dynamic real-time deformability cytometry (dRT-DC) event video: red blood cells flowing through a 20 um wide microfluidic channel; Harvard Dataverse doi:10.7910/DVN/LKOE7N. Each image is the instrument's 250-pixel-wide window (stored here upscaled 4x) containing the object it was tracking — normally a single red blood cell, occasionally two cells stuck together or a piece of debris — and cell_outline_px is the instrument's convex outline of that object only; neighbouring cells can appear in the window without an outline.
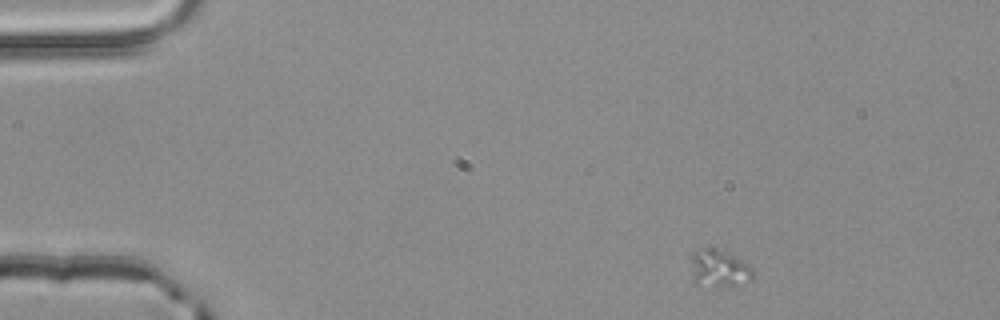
{"species": "common noctule bat (a hibernating species)", "species_latin": "Nyctalus noctula", "temperature_condition": "room temperature", "stored_images_in_passage": 3, "camera_frame_rate_fps": 3000, "um_per_image_px": 0.085, "animal": {"sex": "male", "body_mass_g": 20.4}, "frame": {"image": 1, "passage_image": 1, "time_ms": 0.0, "image_size_px": [1000, 320], "cell_outline_px": [[752, 280], [736, 284], [712, 288], [696, 284], [692, 260], [692, 252], [712, 244], [724, 244], [748, 264], [752, 272]], "centroid_in_image_um": [61.15, 22.69], "position_along_channel_um": 23.9, "area_um2": 14.33}}